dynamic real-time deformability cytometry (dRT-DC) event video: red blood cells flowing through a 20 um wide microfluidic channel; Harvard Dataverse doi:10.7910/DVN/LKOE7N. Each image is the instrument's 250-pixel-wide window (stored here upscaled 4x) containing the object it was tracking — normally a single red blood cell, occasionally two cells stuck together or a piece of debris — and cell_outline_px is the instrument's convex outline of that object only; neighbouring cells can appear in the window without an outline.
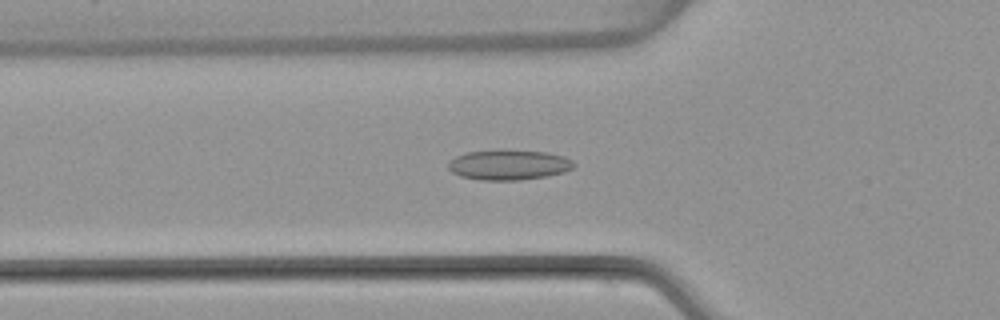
{"species": "common noctule bat (a hibernating species)", "species_latin": "Nyctalus noctula", "temperature_condition": "warm", "stored_images_in_passage": 51, "camera_frame_rate_fps": 3000, "um_per_image_px": 0.085, "animal": {"sex": "female", "body_mass_g": 22.7, "forearm_length_mm": 54.2}, "frame": {"image": 1, "passage_image": 17, "time_ms": 5.333, "image_size_px": [1000, 320], "cell_outline_px": [[576, 164], [572, 168], [564, 172], [544, 176], [520, 180], [480, 180], [460, 176], [452, 172], [448, 168], [448, 164], [456, 156], [468, 152], [548, 152], [564, 156], [572, 160]], "centroid_in_image_um": [43.26, 14.05], "position_along_channel_um": 82.5, "area_um2": 21.27}}
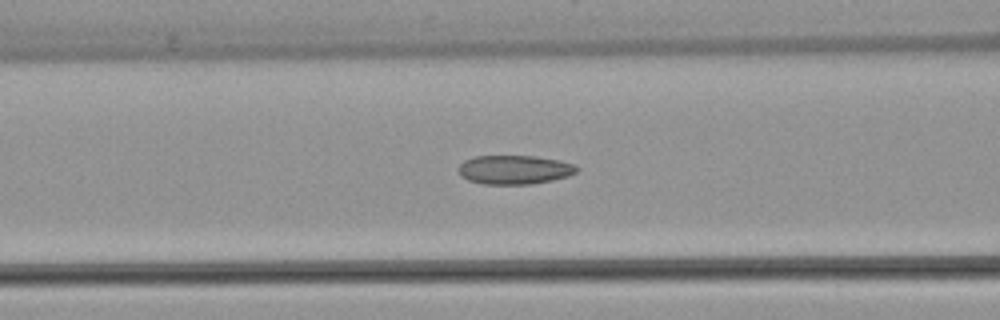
{"frame": {"image": 2, "passage_image": 20, "time_ms": 6.333, "image_size_px": [1000, 320], "cell_outline_px": [[580, 168], [576, 172], [568, 176], [552, 180], [532, 184], [484, 184], [468, 180], [460, 176], [460, 164], [464, 160], [472, 156], [536, 156], [556, 160], [572, 164]], "centroid_in_image_um": [43.71, 14.42], "position_along_channel_um": 122.9, "area_um2": 19.88}}
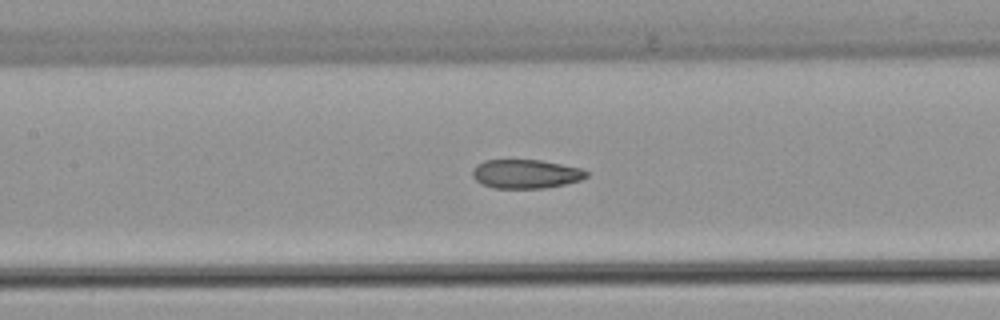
{"frame": {"image": 3, "passage_image": 23, "time_ms": 7.333, "image_size_px": [1000, 320], "cell_outline_px": [[588, 176], [580, 180], [564, 184], [544, 188], [492, 188], [476, 180], [472, 176], [472, 168], [476, 164], [484, 160], [540, 160], [580, 168], [588, 172]], "centroid_in_image_um": [44.66, 14.78], "position_along_channel_um": 162.7, "area_um2": 19.13}, "authors_computed_cell_mechanics": {"area_um2": 20.6346, "velocity_mm_per_s": 3.9644, "shape_relaxation_time_tau1_ms": null, "shape_relaxation_time_tau2_ms": 2.6223, "deformation_change_tau1": null, "deformation_change_tau2": 0.0794}}